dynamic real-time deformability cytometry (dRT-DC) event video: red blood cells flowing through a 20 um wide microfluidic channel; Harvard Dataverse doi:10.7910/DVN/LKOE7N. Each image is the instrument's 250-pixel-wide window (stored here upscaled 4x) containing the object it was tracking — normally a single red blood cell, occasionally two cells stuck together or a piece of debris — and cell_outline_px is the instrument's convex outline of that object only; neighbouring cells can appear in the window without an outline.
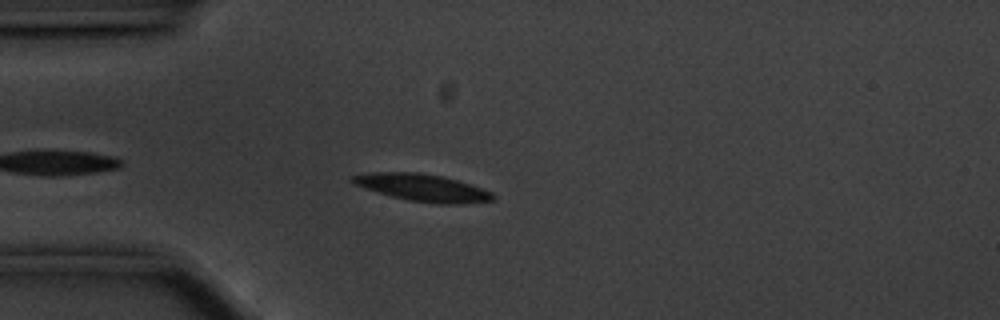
{"species": "common noctule bat (a hibernating species)", "species_latin": "Nyctalus noctula", "temperature_condition": "cold", "stored_images_in_passage": 9, "camera_frame_rate_fps": 3000, "um_per_image_px": 0.085, "animal": {"sex": "male", "body_mass_g": 20.1, "forearm_length_mm": 53.5}, "frame": {"image": 1, "passage_image": 4, "time_ms": 1.0, "image_size_px": [1000, 320], "cell_outline_px": [[496, 196], [492, 200], [464, 204], [436, 204], [408, 200], [392, 196], [356, 184], [348, 180], [352, 176], [372, 172], [416, 172], [444, 176], [492, 192]], "centroid_in_image_um": [35.95, 15.95], "position_along_channel_um": 49.1, "area_um2": 21.96}}